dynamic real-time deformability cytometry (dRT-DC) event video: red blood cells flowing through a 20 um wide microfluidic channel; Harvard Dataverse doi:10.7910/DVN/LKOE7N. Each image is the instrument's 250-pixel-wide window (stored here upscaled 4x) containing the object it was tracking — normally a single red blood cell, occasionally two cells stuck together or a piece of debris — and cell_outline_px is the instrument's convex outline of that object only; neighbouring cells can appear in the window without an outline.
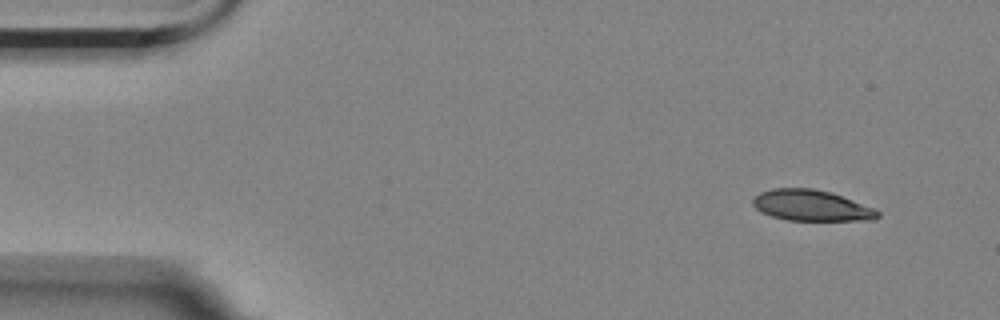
{"species": "Egyptian fruit bat (a non-hibernating species)", "species_latin": "Rousettus aegyptiacus", "temperature_condition": "room temperature", "stored_images_in_passage": 5, "camera_frame_rate_fps": 3000, "um_per_image_px": 0.085, "animal": {"sex": "female"}, "frame": {"image": 1, "passage_image": 1, "time_ms": 0.0, "image_size_px": [1000, 320], "cell_outline_px": [[880, 216], [876, 220], [788, 220], [772, 216], [756, 208], [752, 204], [752, 200], [760, 192], [772, 188], [812, 188], [832, 192], [876, 208], [880, 212]], "centroid_in_image_um": [69.03, 17.46], "position_along_channel_um": 16.0, "area_um2": 22.6}}
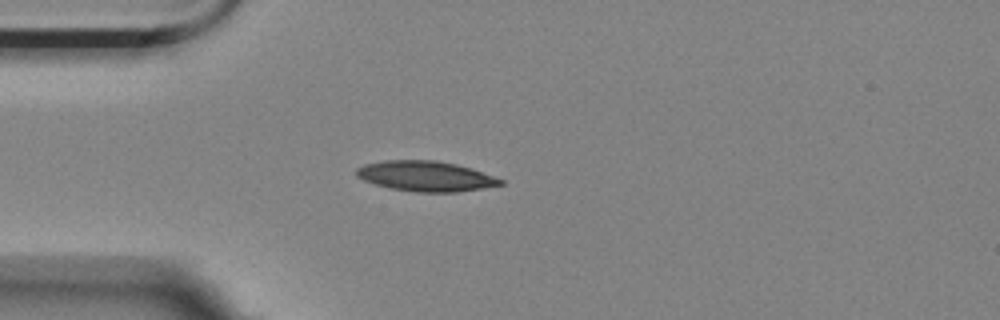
{"frame": {"image": 2, "passage_image": 4, "time_ms": 1.0, "image_size_px": [1000, 320], "cell_outline_px": [[504, 184], [456, 192], [416, 192], [392, 188], [376, 184], [364, 180], [356, 176], [356, 168], [364, 164], [384, 160], [436, 160], [456, 164], [472, 168], [504, 180]], "centroid_in_image_um": [36.17, 14.96], "position_along_channel_um": 48.8, "area_um2": 25.26}}